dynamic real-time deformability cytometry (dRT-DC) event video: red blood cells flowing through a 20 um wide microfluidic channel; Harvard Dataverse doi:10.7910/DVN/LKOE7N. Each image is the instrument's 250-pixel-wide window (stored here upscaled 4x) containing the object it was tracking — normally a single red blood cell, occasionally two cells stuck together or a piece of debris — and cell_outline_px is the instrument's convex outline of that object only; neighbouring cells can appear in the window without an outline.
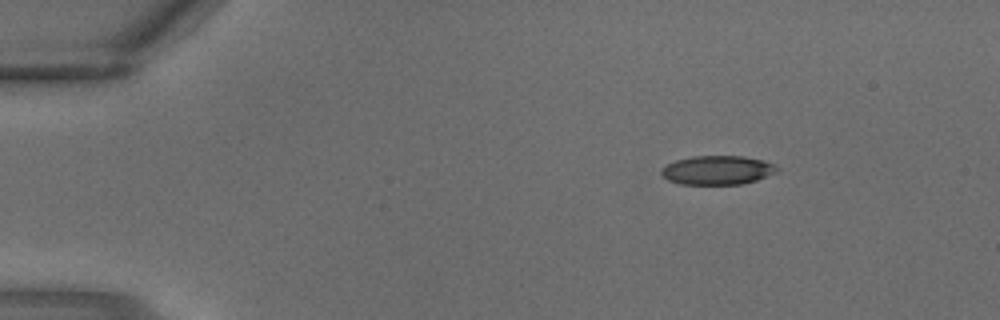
{"species": "common noctule bat (a hibernating species)", "species_latin": "Nyctalus noctula", "temperature_condition": "warm", "stored_images_in_passage": 3, "camera_frame_rate_fps": 3000, "um_per_image_px": 0.085, "animal": {"sex": "male", "body_mass_g": 18.8}, "frame": {"image": 1, "passage_image": 3, "time_ms": 0.667, "image_size_px": [1000, 320], "cell_outline_px": [[776, 172], [756, 180], [744, 184], [680, 184], [668, 180], [660, 172], [660, 168], [676, 160], [692, 156], [744, 156], [764, 160], [772, 164], [776, 168]], "centroid_in_image_um": [60.95, 14.46], "position_along_channel_um": 24.1, "area_um2": 19.42}}